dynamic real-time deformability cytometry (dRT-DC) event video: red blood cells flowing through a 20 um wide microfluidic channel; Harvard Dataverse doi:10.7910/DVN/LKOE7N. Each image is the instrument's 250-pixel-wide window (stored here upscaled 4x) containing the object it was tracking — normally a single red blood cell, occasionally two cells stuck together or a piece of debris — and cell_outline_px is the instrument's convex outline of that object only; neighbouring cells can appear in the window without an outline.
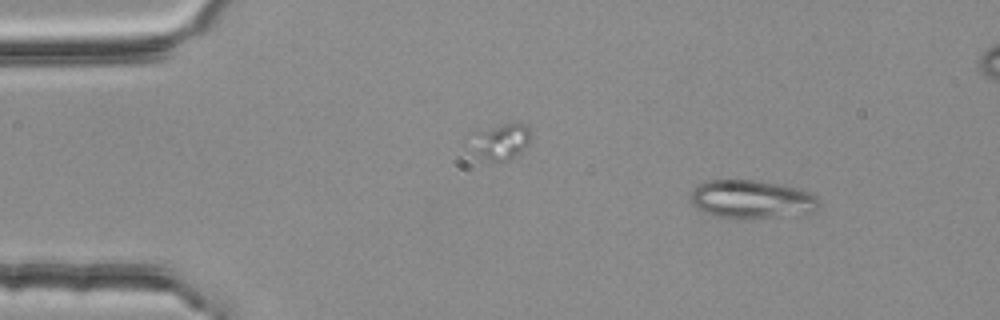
{"species": "common noctule bat (a hibernating species)", "species_latin": "Nyctalus noctula", "temperature_condition": "room temperature", "stored_images_in_passage": 4, "camera_frame_rate_fps": 3000, "um_per_image_px": 0.085, "animal": {"sex": "female", "body_mass_g": 25.1}, "frame": {"image": 1, "passage_image": 1, "time_ms": 0.0, "image_size_px": [1000, 320], "cell_outline_px": [[820, 204], [812, 212], [780, 216], [716, 216], [704, 212], [692, 204], [692, 192], [700, 184], [708, 180], [756, 180], [800, 188], [816, 196]], "centroid_in_image_um": [63.92, 16.9], "position_along_channel_um": 21.1, "area_um2": 27.69}}